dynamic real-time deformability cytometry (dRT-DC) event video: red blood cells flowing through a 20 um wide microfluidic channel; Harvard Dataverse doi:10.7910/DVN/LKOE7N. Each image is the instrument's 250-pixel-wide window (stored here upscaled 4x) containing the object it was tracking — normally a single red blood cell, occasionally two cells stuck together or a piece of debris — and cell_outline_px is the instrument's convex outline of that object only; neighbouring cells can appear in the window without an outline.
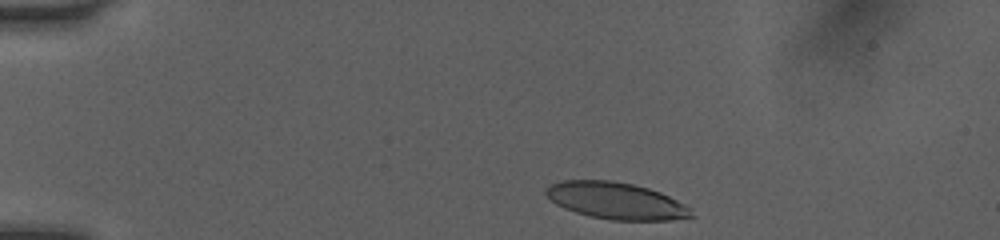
{"species": "human", "species_latin": "Homo sapiens", "temperature_condition": "room temperature", "stored_images_in_passage": 43, "camera_frame_rate_fps": 3000, "um_per_image_px": 0.085, "donor": {"sex": "female"}, "frame": {"image": 1, "passage_image": 2, "time_ms": 0.333, "image_size_px": [1000, 240], "cell_outline_px": [[696, 216], [672, 220], [608, 220], [588, 216], [564, 208], [556, 204], [544, 192], [544, 188], [560, 180], [612, 180], [632, 184], [648, 188], [660, 192], [692, 208]], "centroid_in_image_um": [52.38, 17.07], "position_along_channel_um": 32.6, "area_um2": 31.33}}
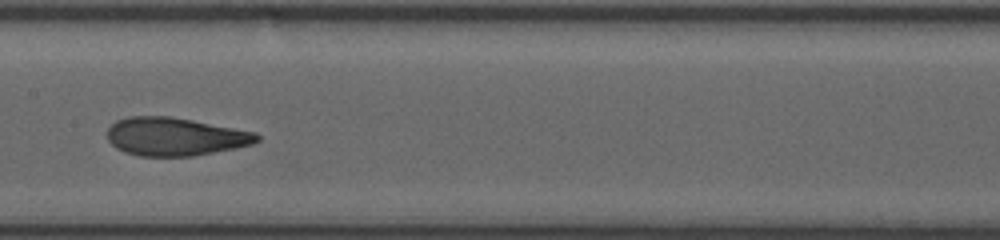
{"frame": {"image": 2, "passage_image": 19, "time_ms": 6.0, "image_size_px": [1000, 240], "cell_outline_px": [[260, 140], [252, 144], [236, 148], [192, 156], [140, 156], [124, 152], [116, 148], [108, 140], [108, 128], [116, 120], [128, 116], [172, 116], [256, 132], [260, 136]], "centroid_in_image_um": [14.88, 11.61], "position_along_channel_um": 192.5, "area_um2": 33.41}}
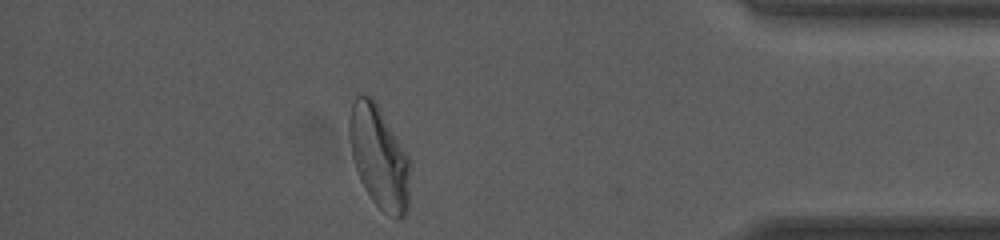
{"frame": {"image": 3, "passage_image": 37, "time_ms": 12.0, "image_size_px": [1000, 240], "cell_outline_px": [[408, 208], [404, 216], [396, 220], [388, 216], [372, 200], [360, 180], [352, 156], [348, 132], [348, 120], [352, 104], [356, 96], [372, 96], [404, 148], [408, 156]], "centroid_in_image_um": [32.2, 13.36], "position_along_channel_um": 403.0, "area_um2": 35.89}, "authors_computed_cell_mechanics": {"area_um2": 33.2928, "velocity_mm_per_s": 4.0569, "shape_relaxation_time_tau1_ms": 4.5738, "shape_relaxation_time_tau2_ms": 1.1972, "deformation_change_tau1": 0.2008, "deformation_change_tau2": 0.0825}}